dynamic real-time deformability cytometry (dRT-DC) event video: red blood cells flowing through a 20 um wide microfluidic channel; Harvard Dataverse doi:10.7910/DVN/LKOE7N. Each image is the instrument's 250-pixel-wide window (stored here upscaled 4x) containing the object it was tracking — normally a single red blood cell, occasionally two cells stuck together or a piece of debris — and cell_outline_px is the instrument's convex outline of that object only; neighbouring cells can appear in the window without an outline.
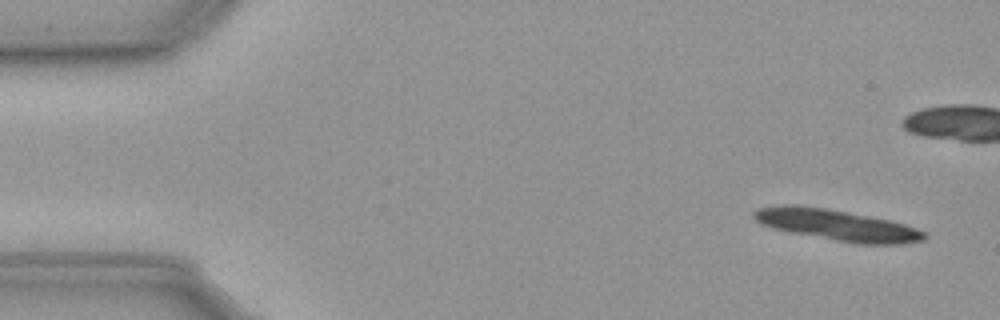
{"species": "common noctule bat (a hibernating species)", "species_latin": "Nyctalus noctula", "temperature_condition": "cold", "stored_images_in_passage": 13, "camera_frame_rate_fps": 3000, "um_per_image_px": 0.085, "animal": {"sex": "male", "body_mass_g": 23.1, "forearm_length_mm": 52.7}, "frame": {"image": 1, "passage_image": 1, "time_ms": 0.0, "image_size_px": [1000, 320], "cell_outline_px": [[928, 236], [924, 240], [900, 244], [856, 244], [792, 232], [772, 228], [760, 224], [752, 216], [752, 212], [756, 208], [780, 204], [796, 204], [828, 208], [888, 220], [904, 224], [916, 228], [924, 232]], "centroid_in_image_um": [71.08, 19.11], "position_along_channel_um": 13.9, "area_um2": 30.92}}